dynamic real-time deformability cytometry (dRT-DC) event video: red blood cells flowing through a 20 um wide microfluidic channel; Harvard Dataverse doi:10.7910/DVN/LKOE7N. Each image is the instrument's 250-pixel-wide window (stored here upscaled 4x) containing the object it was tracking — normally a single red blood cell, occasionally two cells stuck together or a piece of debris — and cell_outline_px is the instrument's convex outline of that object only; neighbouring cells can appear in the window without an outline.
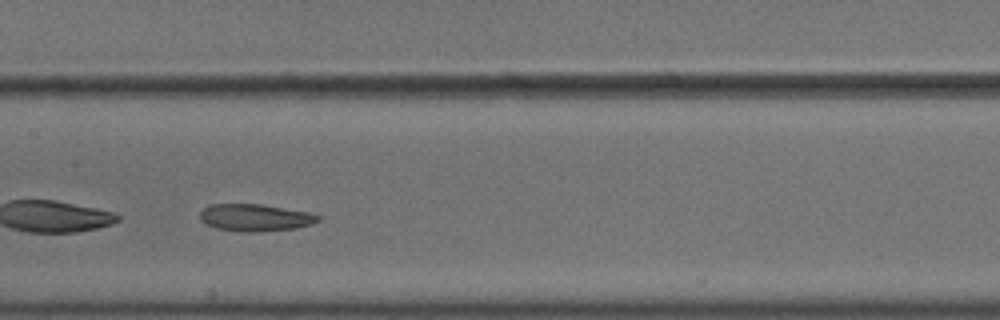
{"species": "common noctule bat (a hibernating species)", "species_latin": "Nyctalus noctula", "temperature_condition": "cold", "stored_images_in_passage": 46, "camera_frame_rate_fps": 3000, "um_per_image_px": 0.085, "animal": {"sex": "male", "body_mass_g": 18.8}, "frame": {"image": 1, "passage_image": 20, "time_ms": 6.333, "image_size_px": [1000, 320], "cell_outline_px": [[320, 220], [312, 224], [296, 228], [256, 232], [244, 232], [216, 228], [204, 224], [200, 220], [200, 212], [208, 204], [260, 204], [308, 212], [320, 216]], "centroid_in_image_um": [21.66, 18.5], "position_along_channel_um": 185.7, "area_um2": 18.73}}
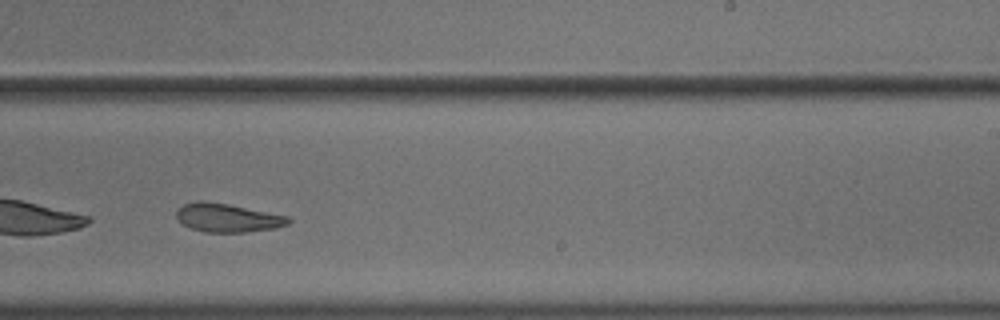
{"frame": {"image": 2, "passage_image": 27, "time_ms": 8.667, "image_size_px": [1000, 320], "cell_outline_px": [[292, 220], [288, 224], [276, 228], [248, 232], [204, 232], [192, 228], [184, 224], [176, 216], [176, 212], [184, 204], [200, 200], [228, 204], [288, 216]], "centroid_in_image_um": [19.38, 18.52], "position_along_channel_um": 269.6, "area_um2": 18.44}, "authors_computed_cell_mechanics": {"area_um2": 20.0277, "velocity_mm_per_s": 3.6099, "shape_relaxation_time_tau1_ms": null, "shape_relaxation_time_tau2_ms": 6.4086, "deformation_change_tau1": null, "deformation_change_tau2": 0.1508}}